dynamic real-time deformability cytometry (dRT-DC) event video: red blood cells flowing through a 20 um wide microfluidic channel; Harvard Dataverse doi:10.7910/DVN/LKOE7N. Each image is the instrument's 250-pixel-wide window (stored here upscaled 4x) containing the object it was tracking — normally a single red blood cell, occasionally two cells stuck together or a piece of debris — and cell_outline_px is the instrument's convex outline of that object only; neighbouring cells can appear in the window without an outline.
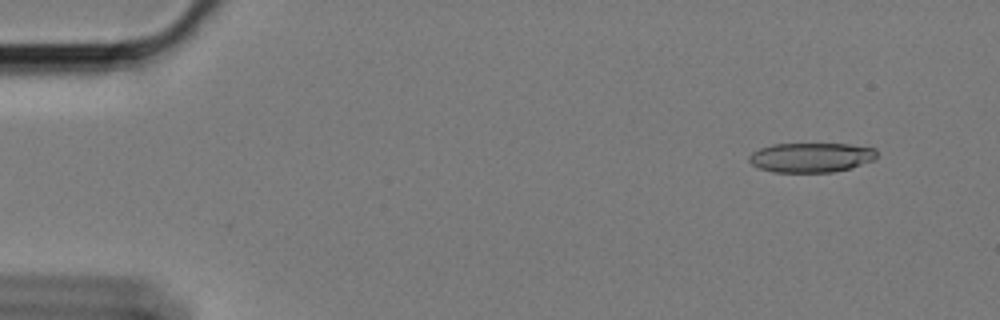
{"species": "Egyptian fruit bat (a non-hibernating species)", "species_latin": "Rousettus aegyptiacus", "temperature_condition": "cold", "stored_images_in_passage": 14, "camera_frame_rate_fps": 3000, "um_per_image_px": 0.085, "animal": {"sex": "female"}, "frame": {"image": 1, "passage_image": 2, "time_ms": 0.333, "image_size_px": [1000, 320], "cell_outline_px": [[876, 160], [852, 168], [832, 172], [776, 172], [760, 168], [752, 164], [748, 160], [748, 156], [752, 152], [760, 148], [772, 144], [848, 144], [876, 148]], "centroid_in_image_um": [68.97, 13.38], "position_along_channel_um": 16.0, "area_um2": 22.14}}